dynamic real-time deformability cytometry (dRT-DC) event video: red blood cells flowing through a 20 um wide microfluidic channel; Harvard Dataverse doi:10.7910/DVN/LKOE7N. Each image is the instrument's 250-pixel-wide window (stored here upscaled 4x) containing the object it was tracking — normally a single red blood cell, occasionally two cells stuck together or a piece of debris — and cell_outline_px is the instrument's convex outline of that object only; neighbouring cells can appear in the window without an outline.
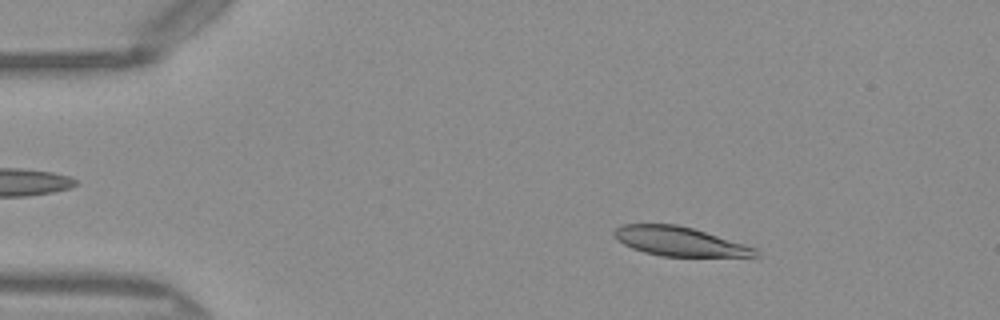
{"species": "Egyptian fruit bat (a non-hibernating species)", "species_latin": "Rousettus aegyptiacus", "temperature_condition": "warm", "stored_images_in_passage": 48, "camera_frame_rate_fps": 3000, "um_per_image_px": 0.085, "frame": {"image": 1, "passage_image": 7, "time_ms": 2.0, "image_size_px": [1000, 320], "cell_outline_px": [[760, 256], [756, 260], [660, 256], [644, 252], [632, 248], [616, 240], [612, 232], [616, 228], [624, 224], [676, 224], [692, 228], [744, 244], [756, 248], [760, 252]], "centroid_in_image_um": [57.95, 20.6], "position_along_channel_um": 27.1, "area_um2": 25.26}}
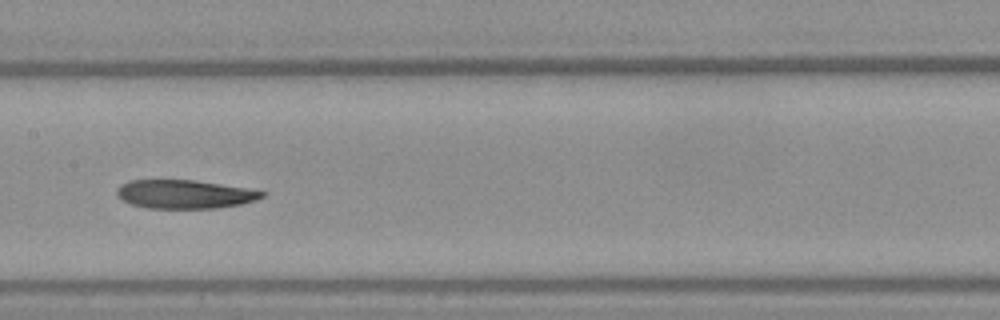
{"frame": {"image": 2, "passage_image": 24, "time_ms": 7.667, "image_size_px": [1000, 320], "cell_outline_px": [[264, 196], [256, 200], [240, 204], [216, 208], [148, 208], [132, 204], [116, 196], [116, 188], [120, 184], [128, 180], [192, 180], [220, 184], [244, 188], [264, 192]], "centroid_in_image_um": [15.62, 16.5], "position_along_channel_um": 191.8, "area_um2": 23.99}}
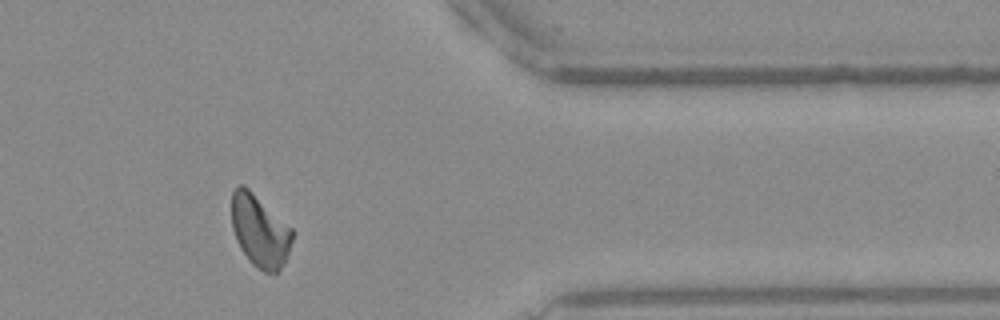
{"frame": {"image": 3, "passage_image": 40, "time_ms": 13.0, "image_size_px": [1000, 320], "cell_outline_px": [[292, 240], [284, 264], [276, 272], [264, 272], [256, 268], [252, 264], [240, 248], [236, 240], [232, 228], [232, 192], [236, 184], [244, 184], [292, 228]], "centroid_in_image_um": [22.06, 19.61], "position_along_channel_um": 389.3, "area_um2": 25.43}, "authors_computed_cell_mechanics": {"area_um2": 25.4031, "velocity_mm_per_s": 4.0618, "shape_relaxation_time_tau1_ms": null, "shape_relaxation_time_tau2_ms": 6.3206, "deformation_change_tau1": null, "deformation_change_tau2": 0.1453}}